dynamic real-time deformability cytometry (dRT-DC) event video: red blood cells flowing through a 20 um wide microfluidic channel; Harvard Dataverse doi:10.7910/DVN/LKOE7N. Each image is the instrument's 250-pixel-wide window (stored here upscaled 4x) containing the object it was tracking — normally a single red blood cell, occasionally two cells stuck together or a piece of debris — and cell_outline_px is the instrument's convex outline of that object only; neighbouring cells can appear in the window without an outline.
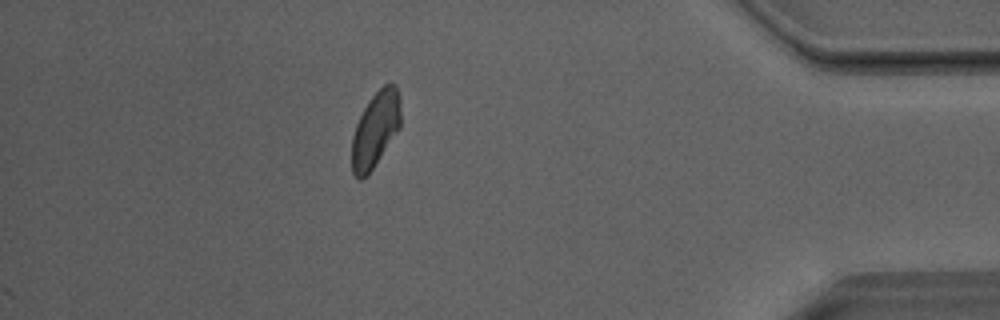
{"species": "Egyptian fruit bat (a non-hibernating species)", "species_latin": "Rousettus aegyptiacus", "temperature_condition": "room temperature", "stored_images_in_passage": 35, "camera_frame_rate_fps": 3000, "um_per_image_px": 0.085, "animal": {"sex": "male"}, "frame": {"image": 1, "passage_image": 35, "time_ms": 11.333, "image_size_px": [1000, 320], "cell_outline_px": [[400, 128], [368, 176], [360, 180], [352, 172], [352, 136], [356, 124], [368, 100], [384, 84], [396, 84], [400, 96]], "centroid_in_image_um": [31.92, 11.01], "position_along_channel_um": 403.3, "area_um2": 21.62}, "authors_computed_cell_mechanics": {"area_um2": 22.4842, "velocity_mm_per_s": 4.0475, "shape_relaxation_time_tau1_ms": 5.5964, "shape_relaxation_time_tau2_ms": 3.8415, "deformation_change_tau1": 0.1356, "deformation_change_tau2": 0.1078}}